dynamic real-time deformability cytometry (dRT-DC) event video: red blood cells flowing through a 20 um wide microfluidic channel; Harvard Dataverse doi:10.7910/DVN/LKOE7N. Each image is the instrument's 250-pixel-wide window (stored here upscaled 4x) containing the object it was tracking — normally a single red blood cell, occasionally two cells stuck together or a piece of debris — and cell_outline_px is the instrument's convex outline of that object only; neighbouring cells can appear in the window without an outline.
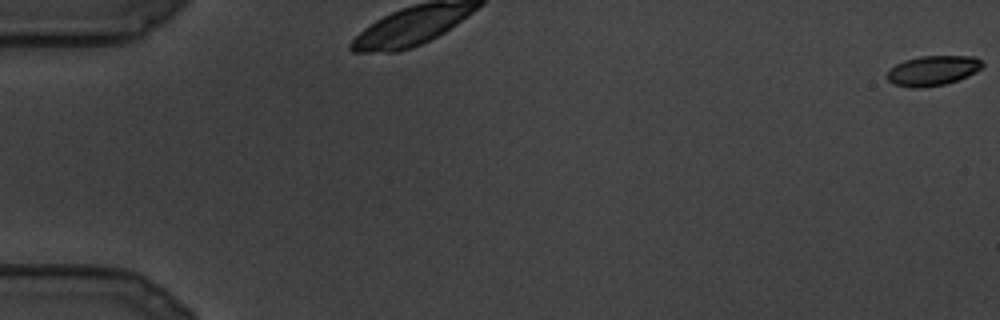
{"species": "common noctule bat (a hibernating species)", "species_latin": "Nyctalus noctula", "temperature_condition": "cold", "stored_images_in_passage": 64, "segment_of_instrument_passage": [1, 2], "camera_frame_rate_fps": 3000, "um_per_image_px": 0.085, "animal": {"sex": "male", "body_mass_g": 19.5, "forearm_length_mm": 54.6}, "frame": {"image": 1, "passage_image": 1, "time_ms": 0.0, "image_size_px": [1000, 320], "cell_outline_px": [[984, 64], [976, 72], [968, 76], [944, 84], [920, 88], [912, 88], [892, 84], [884, 76], [888, 68], [904, 60], [920, 56], [972, 56], [980, 60]], "centroid_in_image_um": [79.21, 6.0], "position_along_channel_um": 5.8, "area_um2": 16.76}}